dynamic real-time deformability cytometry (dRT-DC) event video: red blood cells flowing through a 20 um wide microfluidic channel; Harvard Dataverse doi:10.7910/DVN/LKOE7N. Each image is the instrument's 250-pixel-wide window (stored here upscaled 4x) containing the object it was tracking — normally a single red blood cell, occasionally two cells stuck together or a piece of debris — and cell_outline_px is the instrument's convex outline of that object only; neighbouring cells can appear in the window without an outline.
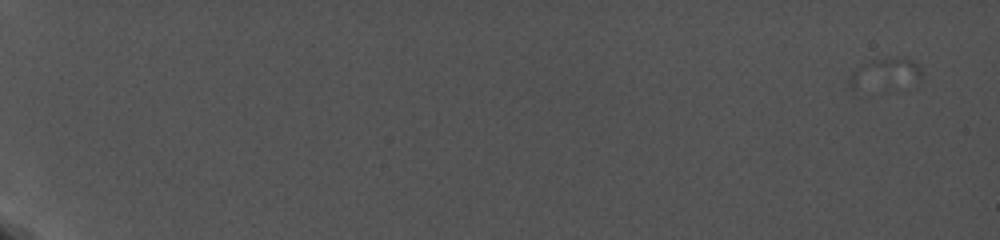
{"species": "common noctule bat (a hibernating species)", "species_latin": "Nyctalus noctula", "temperature_condition": "cold", "stored_images_in_passage": 1, "camera_frame_rate_fps": 5000, "um_per_image_px": 0.085, "animal": {"sex": "female", "body_mass_g": 19.0, "forearm_length_mm": 56.7}, "frame": {"image": 1, "passage_image": 1, "time_ms": 0.0, "image_size_px": [1000, 240], "cell_outline_px": [[920, 76], [856, 88], [848, 88], [848, 76], [864, 60], [888, 56], [900, 56], [912, 60], [920, 68]], "centroid_in_image_um": [75.03, 6.06], "position_along_channel_um": 10.0, "area_um2": 11.5}}